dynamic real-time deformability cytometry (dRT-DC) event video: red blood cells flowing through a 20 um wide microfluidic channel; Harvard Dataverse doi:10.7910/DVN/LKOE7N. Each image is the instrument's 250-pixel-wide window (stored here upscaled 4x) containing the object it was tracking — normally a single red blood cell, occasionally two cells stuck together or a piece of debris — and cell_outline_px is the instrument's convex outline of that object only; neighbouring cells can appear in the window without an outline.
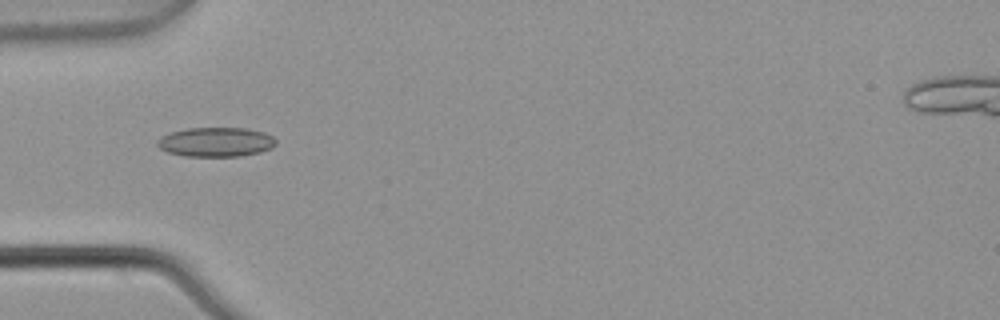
{"species": "common noctule bat (a hibernating species)", "species_latin": "Nyctalus noctula", "temperature_condition": "warm", "stored_images_in_passage": 5, "camera_frame_rate_fps": 3000, "um_per_image_px": 0.085, "animal": {"sex": "male", "body_mass_g": 21.5, "forearm_length_mm": 52.0}, "frame": {"image": 1, "passage_image": 3, "time_ms": 0.667, "image_size_px": [1000, 320], "cell_outline_px": [[276, 144], [272, 148], [260, 152], [240, 156], [184, 156], [168, 152], [160, 148], [156, 144], [156, 140], [160, 136], [168, 132], [188, 128], [248, 128], [264, 132], [272, 136], [276, 140]], "centroid_in_image_um": [18.33, 12.06], "position_along_channel_um": 66.7, "area_um2": 20.52}}
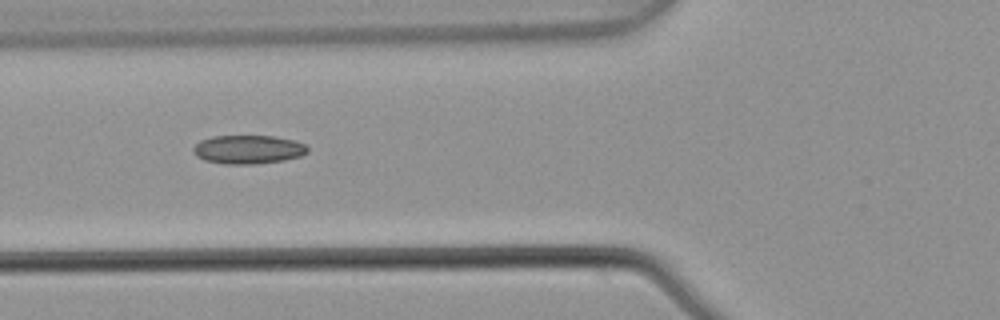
{"frame": {"image": 2, "passage_image": 4, "time_ms": 1.0, "image_size_px": [1000, 320], "cell_outline_px": [[308, 152], [300, 156], [284, 160], [256, 164], [224, 164], [204, 160], [196, 156], [192, 152], [192, 148], [200, 140], [212, 136], [272, 136], [296, 140], [304, 144], [308, 148]], "centroid_in_image_um": [21.07, 12.7], "position_along_channel_um": 104.7, "area_um2": 19.25}}
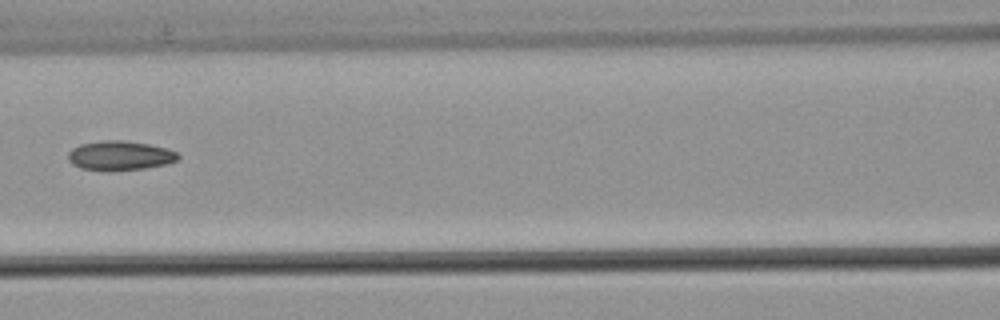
{"frame": {"image": 3, "passage_image": 5, "time_ms": 1.333, "image_size_px": [1000, 320], "cell_outline_px": [[180, 156], [176, 160], [168, 164], [144, 168], [80, 168], [72, 164], [68, 160], [68, 152], [72, 148], [80, 144], [100, 140], [124, 140], [148, 144], [168, 148], [176, 152]], "centroid_in_image_um": [10.2, 13.17], "position_along_channel_um": 156.4, "area_um2": 18.26}}